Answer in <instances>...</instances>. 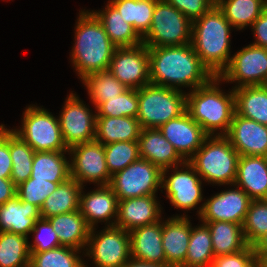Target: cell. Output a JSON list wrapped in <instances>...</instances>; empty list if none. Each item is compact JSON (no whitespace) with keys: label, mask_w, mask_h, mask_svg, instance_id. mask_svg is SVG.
<instances>
[{"label":"cell","mask_w":267,"mask_h":267,"mask_svg":"<svg viewBox=\"0 0 267 267\" xmlns=\"http://www.w3.org/2000/svg\"><path fill=\"white\" fill-rule=\"evenodd\" d=\"M233 91L236 113L267 125V86H244Z\"/></svg>","instance_id":"f546056e"},{"label":"cell","mask_w":267,"mask_h":267,"mask_svg":"<svg viewBox=\"0 0 267 267\" xmlns=\"http://www.w3.org/2000/svg\"><path fill=\"white\" fill-rule=\"evenodd\" d=\"M183 13L192 22L200 18L215 4L212 0H165Z\"/></svg>","instance_id":"f6af8a7d"},{"label":"cell","mask_w":267,"mask_h":267,"mask_svg":"<svg viewBox=\"0 0 267 267\" xmlns=\"http://www.w3.org/2000/svg\"><path fill=\"white\" fill-rule=\"evenodd\" d=\"M192 21L165 0H158L148 32L142 37L148 48L190 44Z\"/></svg>","instance_id":"52a82bcc"},{"label":"cell","mask_w":267,"mask_h":267,"mask_svg":"<svg viewBox=\"0 0 267 267\" xmlns=\"http://www.w3.org/2000/svg\"><path fill=\"white\" fill-rule=\"evenodd\" d=\"M75 44L71 60L81 79L89 74L109 69L116 46L108 37L102 23L88 11L77 19Z\"/></svg>","instance_id":"3957f363"},{"label":"cell","mask_w":267,"mask_h":267,"mask_svg":"<svg viewBox=\"0 0 267 267\" xmlns=\"http://www.w3.org/2000/svg\"><path fill=\"white\" fill-rule=\"evenodd\" d=\"M16 188L11 179L0 178V205L16 196Z\"/></svg>","instance_id":"681fc988"},{"label":"cell","mask_w":267,"mask_h":267,"mask_svg":"<svg viewBox=\"0 0 267 267\" xmlns=\"http://www.w3.org/2000/svg\"><path fill=\"white\" fill-rule=\"evenodd\" d=\"M230 28L232 25L217 5L192 23L191 45L215 77L220 76L231 60Z\"/></svg>","instance_id":"7a4b0ae2"},{"label":"cell","mask_w":267,"mask_h":267,"mask_svg":"<svg viewBox=\"0 0 267 267\" xmlns=\"http://www.w3.org/2000/svg\"><path fill=\"white\" fill-rule=\"evenodd\" d=\"M57 233L61 246L80 250L87 246L91 228L79 210L47 218Z\"/></svg>","instance_id":"484cf974"},{"label":"cell","mask_w":267,"mask_h":267,"mask_svg":"<svg viewBox=\"0 0 267 267\" xmlns=\"http://www.w3.org/2000/svg\"><path fill=\"white\" fill-rule=\"evenodd\" d=\"M162 170L151 162L139 158L122 171L112 175L109 186L118 201L129 198L156 195L161 187Z\"/></svg>","instance_id":"9c48e42d"},{"label":"cell","mask_w":267,"mask_h":267,"mask_svg":"<svg viewBox=\"0 0 267 267\" xmlns=\"http://www.w3.org/2000/svg\"><path fill=\"white\" fill-rule=\"evenodd\" d=\"M209 228L214 256L230 255L244 250L242 224L225 221H203Z\"/></svg>","instance_id":"f1b7e54d"},{"label":"cell","mask_w":267,"mask_h":267,"mask_svg":"<svg viewBox=\"0 0 267 267\" xmlns=\"http://www.w3.org/2000/svg\"><path fill=\"white\" fill-rule=\"evenodd\" d=\"M31 233H35V239L34 244L29 243L30 253H41L61 246L57 233L48 219L36 220Z\"/></svg>","instance_id":"ee69618b"},{"label":"cell","mask_w":267,"mask_h":267,"mask_svg":"<svg viewBox=\"0 0 267 267\" xmlns=\"http://www.w3.org/2000/svg\"><path fill=\"white\" fill-rule=\"evenodd\" d=\"M252 199L239 187L215 194L203 203L198 215L201 221L244 223Z\"/></svg>","instance_id":"2e32d148"},{"label":"cell","mask_w":267,"mask_h":267,"mask_svg":"<svg viewBox=\"0 0 267 267\" xmlns=\"http://www.w3.org/2000/svg\"><path fill=\"white\" fill-rule=\"evenodd\" d=\"M256 42L253 44L267 49V8L252 24Z\"/></svg>","instance_id":"c3c4849f"},{"label":"cell","mask_w":267,"mask_h":267,"mask_svg":"<svg viewBox=\"0 0 267 267\" xmlns=\"http://www.w3.org/2000/svg\"><path fill=\"white\" fill-rule=\"evenodd\" d=\"M79 211L92 229L98 221H109L118 215V198L109 185L99 186L88 194L80 193Z\"/></svg>","instance_id":"cb8c5ba5"},{"label":"cell","mask_w":267,"mask_h":267,"mask_svg":"<svg viewBox=\"0 0 267 267\" xmlns=\"http://www.w3.org/2000/svg\"><path fill=\"white\" fill-rule=\"evenodd\" d=\"M12 160L9 151V129L0 125V178L10 179Z\"/></svg>","instance_id":"7dc6e473"},{"label":"cell","mask_w":267,"mask_h":267,"mask_svg":"<svg viewBox=\"0 0 267 267\" xmlns=\"http://www.w3.org/2000/svg\"><path fill=\"white\" fill-rule=\"evenodd\" d=\"M40 218V209L37 206L21 201L16 195L0 205V232H10L27 237L34 228L36 220Z\"/></svg>","instance_id":"d4e9b609"},{"label":"cell","mask_w":267,"mask_h":267,"mask_svg":"<svg viewBox=\"0 0 267 267\" xmlns=\"http://www.w3.org/2000/svg\"><path fill=\"white\" fill-rule=\"evenodd\" d=\"M9 151L12 160L10 179L17 187L31 177L35 151L12 130H9Z\"/></svg>","instance_id":"74e56055"},{"label":"cell","mask_w":267,"mask_h":267,"mask_svg":"<svg viewBox=\"0 0 267 267\" xmlns=\"http://www.w3.org/2000/svg\"><path fill=\"white\" fill-rule=\"evenodd\" d=\"M191 235V223L188 217L175 216L162 222V245L166 265L180 267L186 259Z\"/></svg>","instance_id":"ffe728a7"},{"label":"cell","mask_w":267,"mask_h":267,"mask_svg":"<svg viewBox=\"0 0 267 267\" xmlns=\"http://www.w3.org/2000/svg\"><path fill=\"white\" fill-rule=\"evenodd\" d=\"M106 165L110 175L122 171L140 158L138 141H119L104 145Z\"/></svg>","instance_id":"f35d334b"},{"label":"cell","mask_w":267,"mask_h":267,"mask_svg":"<svg viewBox=\"0 0 267 267\" xmlns=\"http://www.w3.org/2000/svg\"><path fill=\"white\" fill-rule=\"evenodd\" d=\"M71 154L70 178L83 186L85 182L97 183L100 186L110 184L111 175L108 171L104 145L93 140L76 144L69 149Z\"/></svg>","instance_id":"8fae6325"},{"label":"cell","mask_w":267,"mask_h":267,"mask_svg":"<svg viewBox=\"0 0 267 267\" xmlns=\"http://www.w3.org/2000/svg\"><path fill=\"white\" fill-rule=\"evenodd\" d=\"M220 81L219 77H214L186 94L187 112L208 136H213L217 130L221 131L216 135H226L236 112L233 89L230 94H224L217 86Z\"/></svg>","instance_id":"277c9868"},{"label":"cell","mask_w":267,"mask_h":267,"mask_svg":"<svg viewBox=\"0 0 267 267\" xmlns=\"http://www.w3.org/2000/svg\"><path fill=\"white\" fill-rule=\"evenodd\" d=\"M150 84L179 90H192L209 83L215 76L202 63L191 43L148 48Z\"/></svg>","instance_id":"6da1fadb"},{"label":"cell","mask_w":267,"mask_h":267,"mask_svg":"<svg viewBox=\"0 0 267 267\" xmlns=\"http://www.w3.org/2000/svg\"><path fill=\"white\" fill-rule=\"evenodd\" d=\"M215 258L208 226L191 227L185 262L180 267H211Z\"/></svg>","instance_id":"e575fe53"},{"label":"cell","mask_w":267,"mask_h":267,"mask_svg":"<svg viewBox=\"0 0 267 267\" xmlns=\"http://www.w3.org/2000/svg\"><path fill=\"white\" fill-rule=\"evenodd\" d=\"M158 129L185 161H188L196 153L208 136L202 127L191 118L187 110Z\"/></svg>","instance_id":"e0dca14e"},{"label":"cell","mask_w":267,"mask_h":267,"mask_svg":"<svg viewBox=\"0 0 267 267\" xmlns=\"http://www.w3.org/2000/svg\"><path fill=\"white\" fill-rule=\"evenodd\" d=\"M82 80L95 108L109 98L119 97L128 89L108 69L89 74Z\"/></svg>","instance_id":"8d00e7d4"},{"label":"cell","mask_w":267,"mask_h":267,"mask_svg":"<svg viewBox=\"0 0 267 267\" xmlns=\"http://www.w3.org/2000/svg\"><path fill=\"white\" fill-rule=\"evenodd\" d=\"M255 254H267V233L262 235L253 245Z\"/></svg>","instance_id":"f907efd6"},{"label":"cell","mask_w":267,"mask_h":267,"mask_svg":"<svg viewBox=\"0 0 267 267\" xmlns=\"http://www.w3.org/2000/svg\"><path fill=\"white\" fill-rule=\"evenodd\" d=\"M79 250L60 246L41 253H31V267H87L77 255Z\"/></svg>","instance_id":"ab89813d"},{"label":"cell","mask_w":267,"mask_h":267,"mask_svg":"<svg viewBox=\"0 0 267 267\" xmlns=\"http://www.w3.org/2000/svg\"><path fill=\"white\" fill-rule=\"evenodd\" d=\"M242 227L245 241L250 246L267 233V200L251 201Z\"/></svg>","instance_id":"b9f144b4"},{"label":"cell","mask_w":267,"mask_h":267,"mask_svg":"<svg viewBox=\"0 0 267 267\" xmlns=\"http://www.w3.org/2000/svg\"><path fill=\"white\" fill-rule=\"evenodd\" d=\"M212 1L216 5L220 0H212Z\"/></svg>","instance_id":"11a10c76"},{"label":"cell","mask_w":267,"mask_h":267,"mask_svg":"<svg viewBox=\"0 0 267 267\" xmlns=\"http://www.w3.org/2000/svg\"><path fill=\"white\" fill-rule=\"evenodd\" d=\"M128 89H140L150 84L149 52L143 43L116 48L108 69Z\"/></svg>","instance_id":"4fadbf2b"},{"label":"cell","mask_w":267,"mask_h":267,"mask_svg":"<svg viewBox=\"0 0 267 267\" xmlns=\"http://www.w3.org/2000/svg\"><path fill=\"white\" fill-rule=\"evenodd\" d=\"M22 128L12 131L35 152L69 151L63 142L59 120L44 108L28 106L24 112Z\"/></svg>","instance_id":"ba28073f"},{"label":"cell","mask_w":267,"mask_h":267,"mask_svg":"<svg viewBox=\"0 0 267 267\" xmlns=\"http://www.w3.org/2000/svg\"><path fill=\"white\" fill-rule=\"evenodd\" d=\"M102 23L105 32L117 48L133 47L143 43L131 24L124 21L118 10L108 1L103 11L92 12Z\"/></svg>","instance_id":"4316f807"},{"label":"cell","mask_w":267,"mask_h":267,"mask_svg":"<svg viewBox=\"0 0 267 267\" xmlns=\"http://www.w3.org/2000/svg\"><path fill=\"white\" fill-rule=\"evenodd\" d=\"M94 230H90L86 254L96 267H122L131 258L130 233L117 226L105 227L100 235Z\"/></svg>","instance_id":"30bf717a"},{"label":"cell","mask_w":267,"mask_h":267,"mask_svg":"<svg viewBox=\"0 0 267 267\" xmlns=\"http://www.w3.org/2000/svg\"><path fill=\"white\" fill-rule=\"evenodd\" d=\"M59 184L62 183L29 178L17 186L16 195L21 201L29 202L40 209L45 199L56 190Z\"/></svg>","instance_id":"7bdbcfd3"},{"label":"cell","mask_w":267,"mask_h":267,"mask_svg":"<svg viewBox=\"0 0 267 267\" xmlns=\"http://www.w3.org/2000/svg\"><path fill=\"white\" fill-rule=\"evenodd\" d=\"M129 233L132 259L148 263L166 264L162 245L161 221L137 227Z\"/></svg>","instance_id":"7402d4cb"},{"label":"cell","mask_w":267,"mask_h":267,"mask_svg":"<svg viewBox=\"0 0 267 267\" xmlns=\"http://www.w3.org/2000/svg\"><path fill=\"white\" fill-rule=\"evenodd\" d=\"M255 256L260 267H267V254H255Z\"/></svg>","instance_id":"f5cc1de1"},{"label":"cell","mask_w":267,"mask_h":267,"mask_svg":"<svg viewBox=\"0 0 267 267\" xmlns=\"http://www.w3.org/2000/svg\"><path fill=\"white\" fill-rule=\"evenodd\" d=\"M183 166L187 171H183L184 167L179 171V166H175V171L168 177L165 175L169 168L163 169L161 187L166 190V197L175 208L192 210L203 199L202 182L198 178L199 174L188 161L184 162Z\"/></svg>","instance_id":"9a60e30c"},{"label":"cell","mask_w":267,"mask_h":267,"mask_svg":"<svg viewBox=\"0 0 267 267\" xmlns=\"http://www.w3.org/2000/svg\"><path fill=\"white\" fill-rule=\"evenodd\" d=\"M225 136L240 156L267 157V125L235 112Z\"/></svg>","instance_id":"ac0fdd59"},{"label":"cell","mask_w":267,"mask_h":267,"mask_svg":"<svg viewBox=\"0 0 267 267\" xmlns=\"http://www.w3.org/2000/svg\"><path fill=\"white\" fill-rule=\"evenodd\" d=\"M221 81H237L244 86H262L267 83V49L250 44L231 57L228 67L220 74Z\"/></svg>","instance_id":"7c38bea8"},{"label":"cell","mask_w":267,"mask_h":267,"mask_svg":"<svg viewBox=\"0 0 267 267\" xmlns=\"http://www.w3.org/2000/svg\"><path fill=\"white\" fill-rule=\"evenodd\" d=\"M234 185L252 200H267V157L240 156Z\"/></svg>","instance_id":"603a6c76"},{"label":"cell","mask_w":267,"mask_h":267,"mask_svg":"<svg viewBox=\"0 0 267 267\" xmlns=\"http://www.w3.org/2000/svg\"><path fill=\"white\" fill-rule=\"evenodd\" d=\"M138 90L127 89L119 97L109 98L101 103L96 109L97 117H133L138 114Z\"/></svg>","instance_id":"60d3db41"},{"label":"cell","mask_w":267,"mask_h":267,"mask_svg":"<svg viewBox=\"0 0 267 267\" xmlns=\"http://www.w3.org/2000/svg\"><path fill=\"white\" fill-rule=\"evenodd\" d=\"M138 143L140 158L151 162L161 170L174 168L178 164L181 166L186 162L159 129L143 128Z\"/></svg>","instance_id":"44dd1931"},{"label":"cell","mask_w":267,"mask_h":267,"mask_svg":"<svg viewBox=\"0 0 267 267\" xmlns=\"http://www.w3.org/2000/svg\"><path fill=\"white\" fill-rule=\"evenodd\" d=\"M138 103L137 120L141 128L158 129L186 110V93L148 84L138 89Z\"/></svg>","instance_id":"8992f818"},{"label":"cell","mask_w":267,"mask_h":267,"mask_svg":"<svg viewBox=\"0 0 267 267\" xmlns=\"http://www.w3.org/2000/svg\"><path fill=\"white\" fill-rule=\"evenodd\" d=\"M142 128L133 117H96L95 140L103 145L119 141H138Z\"/></svg>","instance_id":"83f0119b"},{"label":"cell","mask_w":267,"mask_h":267,"mask_svg":"<svg viewBox=\"0 0 267 267\" xmlns=\"http://www.w3.org/2000/svg\"><path fill=\"white\" fill-rule=\"evenodd\" d=\"M96 117L76 94L71 93L59 116V125L64 144L70 147L95 140Z\"/></svg>","instance_id":"5bb4252c"},{"label":"cell","mask_w":267,"mask_h":267,"mask_svg":"<svg viewBox=\"0 0 267 267\" xmlns=\"http://www.w3.org/2000/svg\"><path fill=\"white\" fill-rule=\"evenodd\" d=\"M212 137L205 138L188 162L204 181L234 186L240 155L225 135Z\"/></svg>","instance_id":"5b68a950"},{"label":"cell","mask_w":267,"mask_h":267,"mask_svg":"<svg viewBox=\"0 0 267 267\" xmlns=\"http://www.w3.org/2000/svg\"><path fill=\"white\" fill-rule=\"evenodd\" d=\"M30 257L28 237L0 232V267H27Z\"/></svg>","instance_id":"d590c367"},{"label":"cell","mask_w":267,"mask_h":267,"mask_svg":"<svg viewBox=\"0 0 267 267\" xmlns=\"http://www.w3.org/2000/svg\"><path fill=\"white\" fill-rule=\"evenodd\" d=\"M122 267H170V266L166 264L142 262L130 258Z\"/></svg>","instance_id":"816d5d0a"},{"label":"cell","mask_w":267,"mask_h":267,"mask_svg":"<svg viewBox=\"0 0 267 267\" xmlns=\"http://www.w3.org/2000/svg\"><path fill=\"white\" fill-rule=\"evenodd\" d=\"M254 257L253 247L248 245L240 252L215 257L211 267H245Z\"/></svg>","instance_id":"bcb514c9"},{"label":"cell","mask_w":267,"mask_h":267,"mask_svg":"<svg viewBox=\"0 0 267 267\" xmlns=\"http://www.w3.org/2000/svg\"><path fill=\"white\" fill-rule=\"evenodd\" d=\"M69 151L35 152L30 178L64 183L70 178V163L64 156Z\"/></svg>","instance_id":"4dcf8cb0"},{"label":"cell","mask_w":267,"mask_h":267,"mask_svg":"<svg viewBox=\"0 0 267 267\" xmlns=\"http://www.w3.org/2000/svg\"><path fill=\"white\" fill-rule=\"evenodd\" d=\"M155 195L118 201L117 220L107 226H117L125 231L160 221L161 207Z\"/></svg>","instance_id":"d6986e66"},{"label":"cell","mask_w":267,"mask_h":267,"mask_svg":"<svg viewBox=\"0 0 267 267\" xmlns=\"http://www.w3.org/2000/svg\"><path fill=\"white\" fill-rule=\"evenodd\" d=\"M216 5L236 29L252 26L267 8L266 0H220Z\"/></svg>","instance_id":"d6a6232c"},{"label":"cell","mask_w":267,"mask_h":267,"mask_svg":"<svg viewBox=\"0 0 267 267\" xmlns=\"http://www.w3.org/2000/svg\"><path fill=\"white\" fill-rule=\"evenodd\" d=\"M245 267H260L256 256Z\"/></svg>","instance_id":"db71d44e"},{"label":"cell","mask_w":267,"mask_h":267,"mask_svg":"<svg viewBox=\"0 0 267 267\" xmlns=\"http://www.w3.org/2000/svg\"><path fill=\"white\" fill-rule=\"evenodd\" d=\"M82 189V185L72 178L59 184L56 190L45 199L41 206V218L47 219L54 215L79 210L80 193Z\"/></svg>","instance_id":"1f68e13d"},{"label":"cell","mask_w":267,"mask_h":267,"mask_svg":"<svg viewBox=\"0 0 267 267\" xmlns=\"http://www.w3.org/2000/svg\"><path fill=\"white\" fill-rule=\"evenodd\" d=\"M158 0H109L128 24L143 37L152 22L153 11Z\"/></svg>","instance_id":"836d02e7"}]
</instances>
